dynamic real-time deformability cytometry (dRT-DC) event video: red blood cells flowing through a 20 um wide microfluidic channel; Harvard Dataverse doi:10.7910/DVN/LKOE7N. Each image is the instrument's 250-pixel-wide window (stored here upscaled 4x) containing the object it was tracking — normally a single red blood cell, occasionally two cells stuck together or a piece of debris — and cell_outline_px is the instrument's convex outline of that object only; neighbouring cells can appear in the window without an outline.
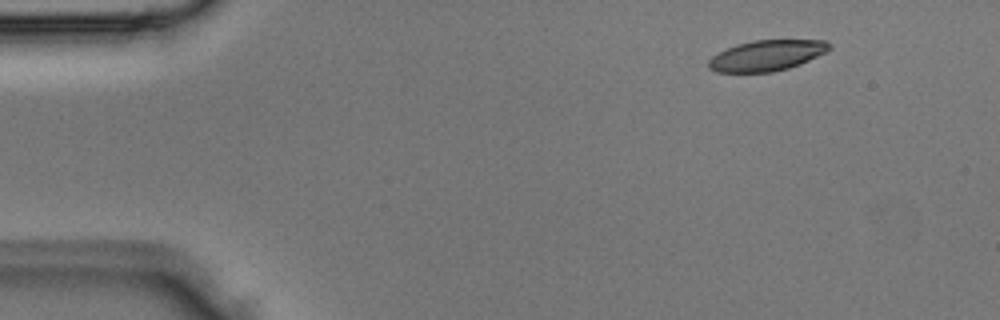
{"species": "Egyptian fruit bat (a non-hibernating species)", "species_latin": "Rousettus aegyptiacus", "temperature_condition": "room temperature", "stored_images_in_passage": 2, "camera_frame_rate_fps": 3000, "um_per_image_px": 0.085, "animal": {"sex": "male"}, "frame": {"image": 1, "passage_image": 2, "time_ms": 0.333, "image_size_px": [1000, 320], "cell_outline_px": [[832, 48], [800, 64], [788, 68], [772, 72], [716, 72], [708, 68], [708, 60], [712, 56], [736, 44], [752, 40], [824, 40], [832, 44]], "centroid_in_image_um": [65.16, 4.71], "position_along_channel_um": 19.8, "area_um2": 21.5}}